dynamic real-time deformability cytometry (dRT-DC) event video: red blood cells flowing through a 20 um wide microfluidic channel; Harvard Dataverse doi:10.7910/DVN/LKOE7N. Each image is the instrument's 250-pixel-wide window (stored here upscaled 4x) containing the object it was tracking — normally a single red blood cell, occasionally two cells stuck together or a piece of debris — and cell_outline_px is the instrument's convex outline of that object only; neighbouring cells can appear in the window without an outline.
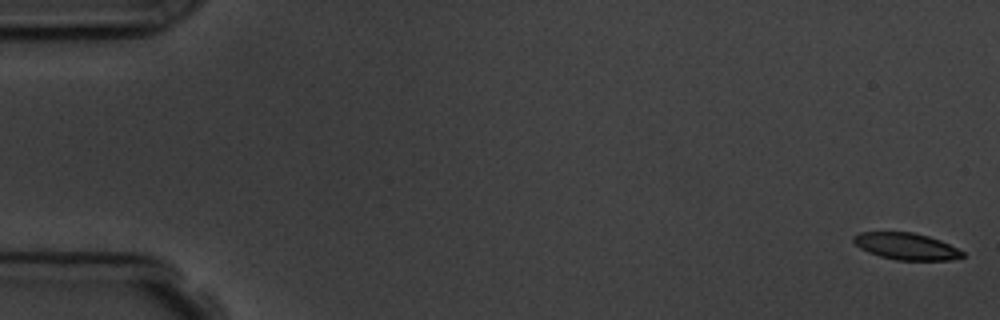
{"species": "common noctule bat (a hibernating species)", "species_latin": "Nyctalus noctula", "temperature_condition": "room temperature", "stored_images_in_passage": 7, "camera_frame_rate_fps": 3000, "um_per_image_px": 0.085, "animal": {"sex": "male", "body_mass_g": 19.5, "forearm_length_mm": 54.6}, "frame": {"image": 1, "passage_image": 1, "time_ms": 0.0, "image_size_px": [1000, 320], "cell_outline_px": [[964, 256], [948, 260], [896, 260], [880, 256], [868, 252], [860, 248], [852, 240], [852, 236], [860, 232], [912, 232], [928, 236], [940, 240], [964, 252]], "centroid_in_image_um": [77.0, 20.93], "position_along_channel_um": 8.0, "area_um2": 16.88}}